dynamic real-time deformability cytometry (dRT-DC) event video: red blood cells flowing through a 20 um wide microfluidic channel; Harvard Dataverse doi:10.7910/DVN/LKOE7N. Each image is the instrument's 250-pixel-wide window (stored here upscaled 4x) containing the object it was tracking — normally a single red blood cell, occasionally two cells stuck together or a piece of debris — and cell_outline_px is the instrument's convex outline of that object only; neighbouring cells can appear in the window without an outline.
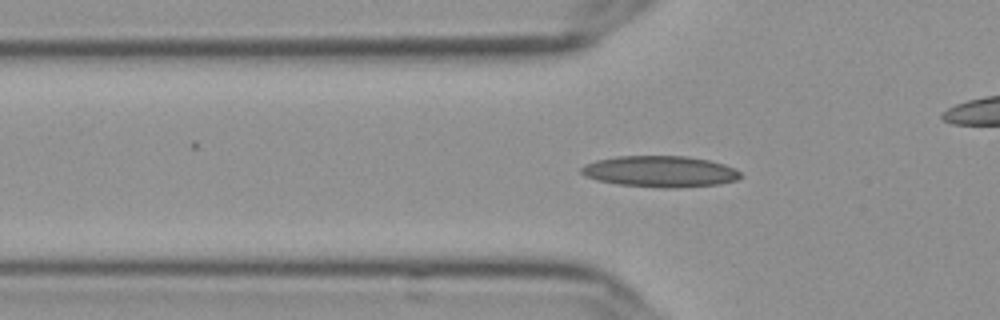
{"species": "Egyptian fruit bat (a non-hibernating species)", "species_latin": "Rousettus aegyptiacus", "temperature_condition": "cold", "stored_images_in_passage": 50, "camera_frame_rate_fps": 3000, "um_per_image_px": 0.085, "frame": {"image": 1, "passage_image": 17, "time_ms": 5.333, "image_size_px": [1000, 320], "cell_outline_px": [[740, 176], [736, 180], [720, 184], [676, 188], [660, 188], [616, 184], [596, 180], [584, 176], [580, 172], [580, 168], [584, 164], [596, 160], [616, 156], [684, 156], [708, 160], [724, 164], [740, 172]], "centroid_in_image_um": [56.05, 14.58], "position_along_channel_um": 69.8, "area_um2": 29.07}}
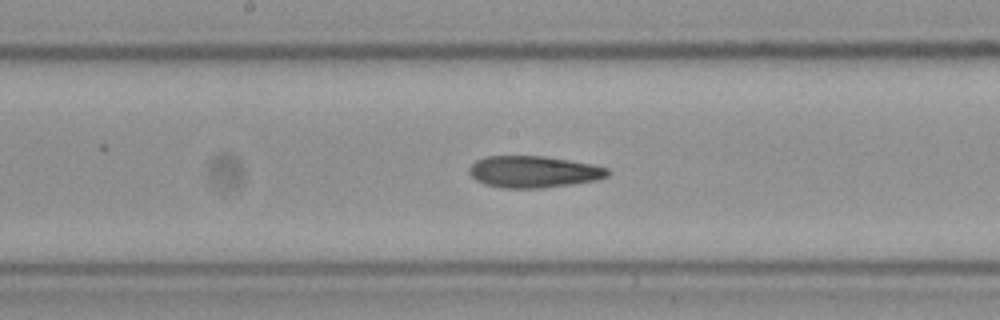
{"frame": {"image": 2, "passage_image": 28, "time_ms": 9.0, "image_size_px": [1000, 320], "cell_outline_px": [[612, 172], [608, 176], [596, 180], [572, 184], [540, 188], [500, 188], [484, 184], [476, 180], [468, 172], [468, 168], [476, 160], [484, 156], [544, 156], [568, 160], [608, 168]], "centroid_in_image_um": [45.32, 14.6], "position_along_channel_um": 202.9, "area_um2": 25.61}}
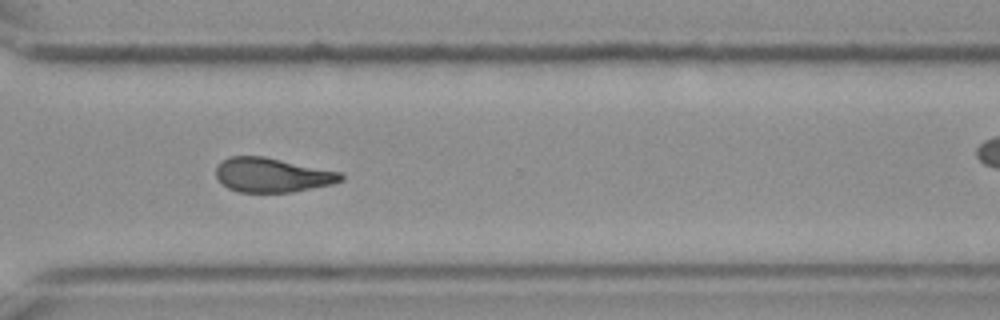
{"frame": {"image": 3, "passage_image": 40, "time_ms": 13.0, "image_size_px": [1000, 320], "cell_outline_px": [[344, 180], [332, 184], [292, 192], [240, 192], [228, 188], [216, 176], [216, 168], [228, 156], [264, 156], [340, 172], [344, 176]], "centroid_in_image_um": [23.15, 14.88], "position_along_channel_um": 347.4, "area_um2": 24.8}, "authors_computed_cell_mechanics": {"area_um2": 25.4609, "velocity_mm_per_s": 3.6241, "shape_relaxation_time_tau1_ms": null, "shape_relaxation_time_tau2_ms": 5.0796, "deformation_change_tau1": null, "deformation_change_tau2": 0.1433}}